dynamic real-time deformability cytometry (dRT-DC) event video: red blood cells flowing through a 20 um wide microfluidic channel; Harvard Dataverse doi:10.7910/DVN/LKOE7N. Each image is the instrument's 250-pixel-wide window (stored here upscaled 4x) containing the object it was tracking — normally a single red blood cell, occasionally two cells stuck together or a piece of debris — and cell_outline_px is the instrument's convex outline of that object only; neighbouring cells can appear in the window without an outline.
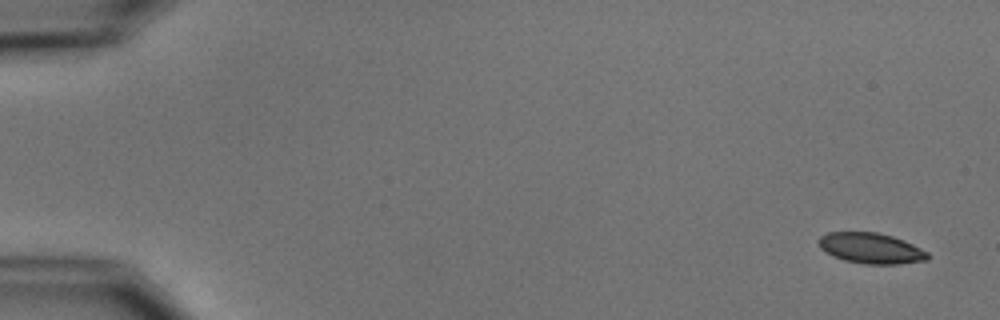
{"species": "common noctule bat (a hibernating species)", "species_latin": "Nyctalus noctula", "temperature_condition": "cold", "stored_images_in_passage": 6, "camera_frame_rate_fps": 3000, "um_per_image_px": 0.085, "animal": {"sex": "male", "body_mass_g": 15.6}, "frame": {"image": 1, "passage_image": 1, "time_ms": 0.0, "image_size_px": [1000, 320], "cell_outline_px": [[928, 260], [900, 264], [864, 264], [844, 260], [832, 256], [820, 248], [816, 240], [820, 236], [828, 232], [876, 232], [892, 236], [904, 240], [928, 252]], "centroid_in_image_um": [74.0, 21.1], "position_along_channel_um": 11.0, "area_um2": 19.59}}
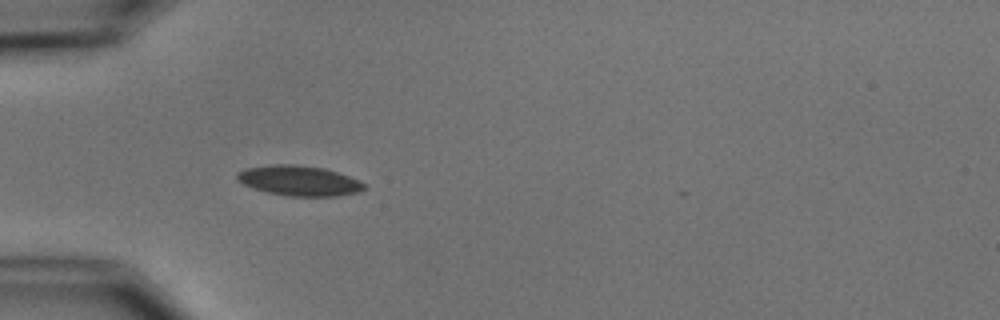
{"frame": {"image": 2, "passage_image": 5, "time_ms": 5.0, "image_size_px": [1000, 320], "cell_outline_px": [[364, 188], [356, 192], [336, 196], [288, 196], [268, 192], [244, 184], [236, 180], [236, 172], [244, 168], [272, 164], [296, 164], [324, 168], [360, 180], [364, 184]], "centroid_in_image_um": [25.38, 15.34], "position_along_channel_um": 59.6, "area_um2": 22.2}}